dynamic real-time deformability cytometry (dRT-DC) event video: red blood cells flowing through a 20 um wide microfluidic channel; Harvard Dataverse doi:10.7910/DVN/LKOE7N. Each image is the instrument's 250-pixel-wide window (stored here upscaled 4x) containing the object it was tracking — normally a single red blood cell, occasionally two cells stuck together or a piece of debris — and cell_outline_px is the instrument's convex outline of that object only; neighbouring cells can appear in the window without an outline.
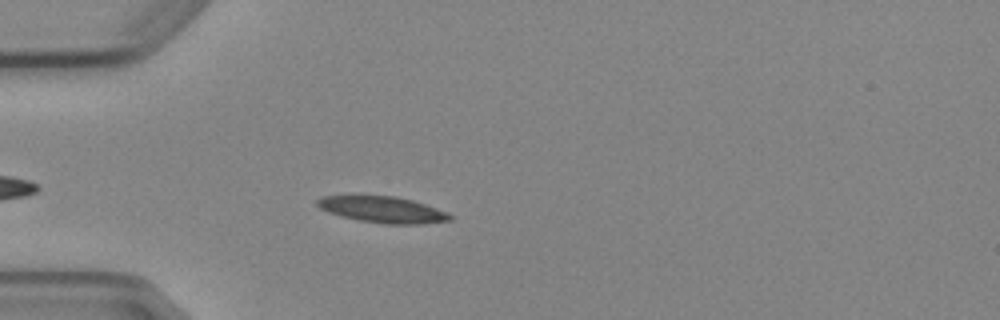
{"species": "Egyptian fruit bat (a non-hibernating species)", "species_latin": "Rousettus aegyptiacus", "temperature_condition": "cold", "stored_images_in_passage": 4, "camera_frame_rate_fps": 3000, "um_per_image_px": 0.085, "animal": {"sex": "female"}, "frame": {"image": 1, "passage_image": 4, "time_ms": 3.333, "image_size_px": [1000, 320], "cell_outline_px": [[452, 220], [424, 224], [384, 224], [360, 220], [328, 212], [320, 208], [316, 204], [316, 200], [324, 196], [396, 196], [412, 200], [436, 208], [452, 216]], "centroid_in_image_um": [32.54, 17.82], "position_along_channel_um": 52.5, "area_um2": 20.0}}